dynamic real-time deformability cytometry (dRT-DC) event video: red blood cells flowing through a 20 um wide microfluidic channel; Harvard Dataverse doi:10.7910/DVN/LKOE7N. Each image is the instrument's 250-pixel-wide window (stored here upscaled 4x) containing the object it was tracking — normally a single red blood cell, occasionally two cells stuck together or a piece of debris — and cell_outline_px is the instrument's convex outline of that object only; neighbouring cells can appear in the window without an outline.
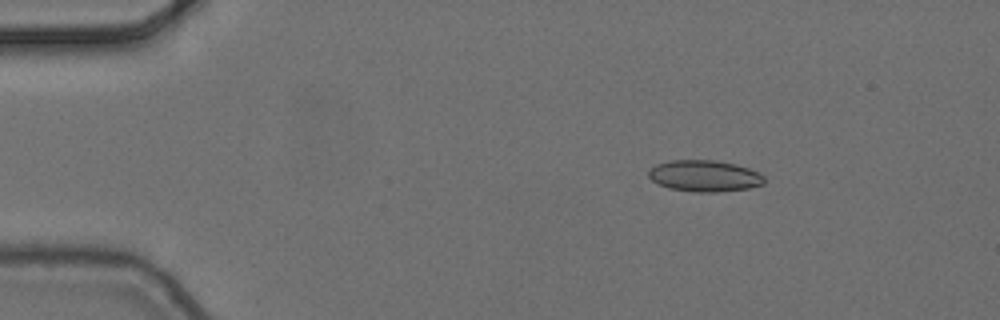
{"species": "common noctule bat (a hibernating species)", "species_latin": "Nyctalus noctula", "temperature_condition": "cold", "stored_images_in_passage": 4, "camera_frame_rate_fps": 3000, "um_per_image_px": 0.085, "animal": {"sex": "female", "body_mass_g": 24.6, "forearm_length_mm": 56.2}, "frame": {"image": 1, "passage_image": 2, "time_ms": 0.333, "image_size_px": [1000, 320], "cell_outline_px": [[764, 184], [748, 188], [716, 192], [696, 192], [668, 188], [652, 180], [648, 176], [648, 168], [656, 164], [672, 160], [716, 160], [736, 164], [748, 168], [764, 176]], "centroid_in_image_um": [59.85, 14.95], "position_along_channel_um": 25.1, "area_um2": 21.15}}